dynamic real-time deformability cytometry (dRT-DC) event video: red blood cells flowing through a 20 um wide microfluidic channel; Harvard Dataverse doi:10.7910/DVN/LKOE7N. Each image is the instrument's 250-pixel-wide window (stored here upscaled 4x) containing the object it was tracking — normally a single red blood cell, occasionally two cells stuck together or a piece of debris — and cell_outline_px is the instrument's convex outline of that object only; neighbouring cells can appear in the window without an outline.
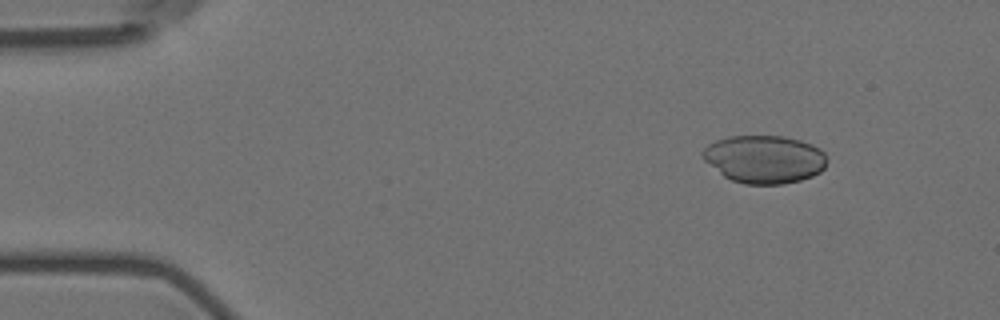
{"species": "Egyptian fruit bat (a non-hibernating species)", "species_latin": "Rousettus aegyptiacus", "temperature_condition": "room temperature", "stored_images_in_passage": 4, "camera_frame_rate_fps": 3000, "um_per_image_px": 0.085, "animal": {"sex": "female"}, "frame": {"image": 1, "passage_image": 1, "time_ms": 0.0, "image_size_px": [1000, 320], "cell_outline_px": [[828, 160], [824, 168], [820, 172], [812, 176], [800, 180], [784, 184], [744, 184], [732, 180], [724, 176], [704, 160], [700, 156], [700, 152], [708, 144], [716, 140], [728, 136], [784, 136], [800, 140], [812, 144], [820, 148], [824, 152]], "centroid_in_image_um": [64.97, 13.52], "position_along_channel_um": 20.0, "area_um2": 34.97}}